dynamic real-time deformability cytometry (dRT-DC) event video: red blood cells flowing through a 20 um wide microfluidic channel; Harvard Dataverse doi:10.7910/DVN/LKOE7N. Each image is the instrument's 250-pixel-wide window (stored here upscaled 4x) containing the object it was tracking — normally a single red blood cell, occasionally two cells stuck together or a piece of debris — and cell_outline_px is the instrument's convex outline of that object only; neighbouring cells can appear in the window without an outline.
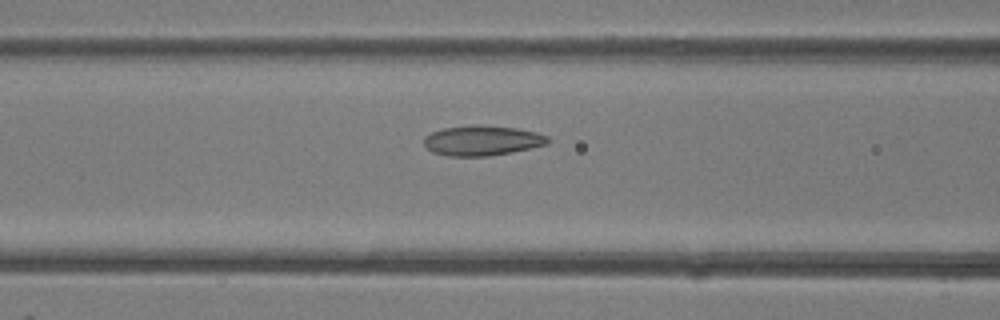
{"species": "common noctule bat (a hibernating species)", "species_latin": "Nyctalus noctula", "temperature_condition": "room temperature", "stored_images_in_passage": 23, "camera_frame_rate_fps": 3000, "um_per_image_px": 0.085, "animal": {"sex": "female"}, "frame": {"image": 1, "passage_image": 4, "time_ms": 1.0, "image_size_px": [1000, 320], "cell_outline_px": [[548, 144], [512, 152], [488, 156], [448, 156], [432, 152], [424, 148], [424, 136], [432, 132], [444, 128], [472, 124], [476, 124], [516, 128], [536, 132], [548, 136]], "centroid_in_image_um": [40.94, 11.94], "position_along_channel_um": 125.7, "area_um2": 21.85}}
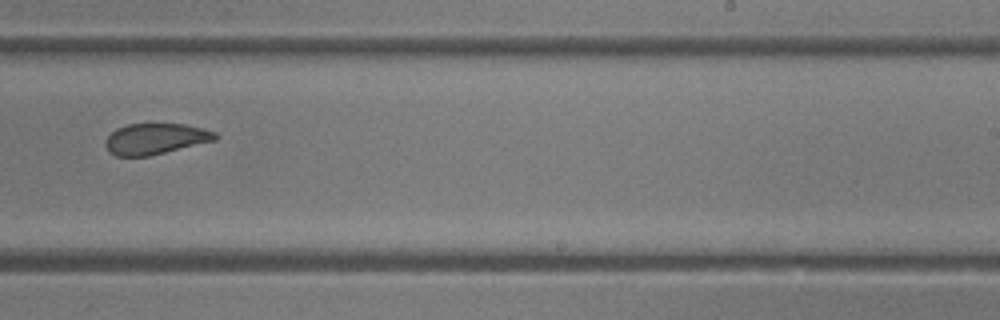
{"frame": {"image": 2, "passage_image": 13, "time_ms": 4.0, "image_size_px": [1000, 320], "cell_outline_px": [[220, 136], [216, 140], [148, 156], [116, 156], [108, 152], [104, 144], [108, 136], [116, 128], [128, 124], [184, 124], [216, 132]], "centroid_in_image_um": [13.2, 11.8], "position_along_channel_um": 275.8, "area_um2": 19.71}}
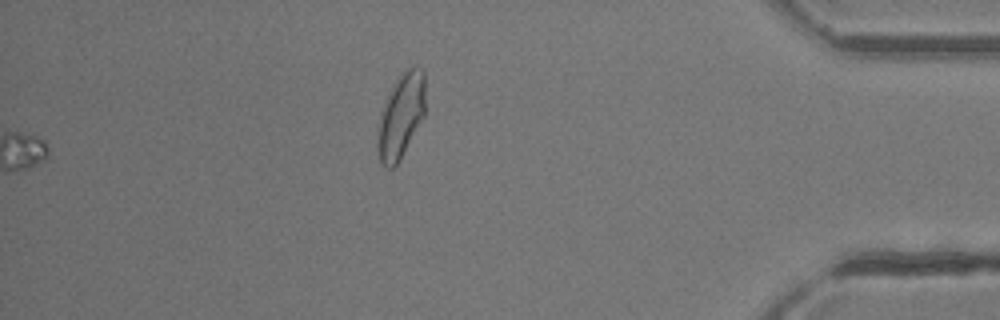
{"frame": {"image": 3, "passage_image": 23, "time_ms": 7.333, "image_size_px": [1000, 320], "cell_outline_px": [[424, 116], [400, 160], [392, 168], [384, 168], [380, 164], [376, 148], [376, 144], [380, 112], [388, 92], [400, 72], [404, 68], [416, 64], [424, 72]], "centroid_in_image_um": [34.05, 9.84], "position_along_channel_um": 401.2, "area_um2": 24.04}}